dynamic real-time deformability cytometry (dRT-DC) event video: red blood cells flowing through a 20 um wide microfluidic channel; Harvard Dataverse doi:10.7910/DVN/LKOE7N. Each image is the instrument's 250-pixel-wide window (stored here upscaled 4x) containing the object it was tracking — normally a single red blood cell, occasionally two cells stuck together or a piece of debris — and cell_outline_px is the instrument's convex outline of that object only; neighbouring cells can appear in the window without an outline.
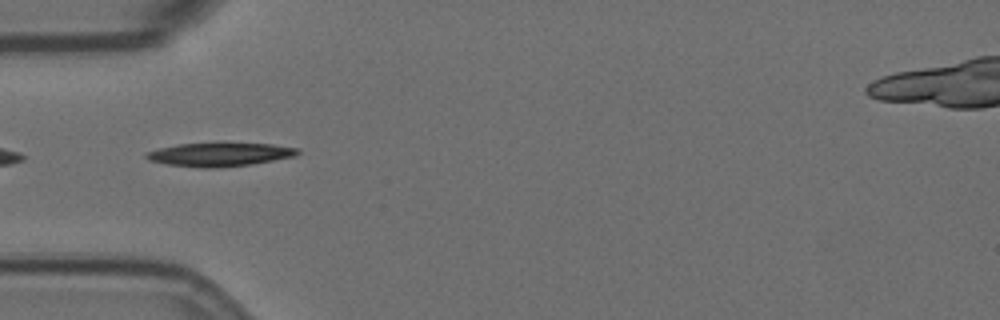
{"species": "Egyptian fruit bat (a non-hibernating species)", "species_latin": "Rousettus aegyptiacus", "temperature_condition": "room temperature", "stored_images_in_passage": 42, "camera_frame_rate_fps": 3000, "um_per_image_px": 0.085, "animal": {"sex": "female"}, "frame": {"image": 1, "passage_image": 2, "time_ms": 0.333, "image_size_px": [1000, 320], "cell_outline_px": [[300, 152], [296, 156], [252, 164], [212, 168], [200, 168], [168, 164], [148, 160], [144, 156], [144, 152], [160, 148], [180, 144], [272, 144], [300, 148]], "centroid_in_image_um": [18.68, 13.14], "position_along_channel_um": 66.3, "area_um2": 20.52}}
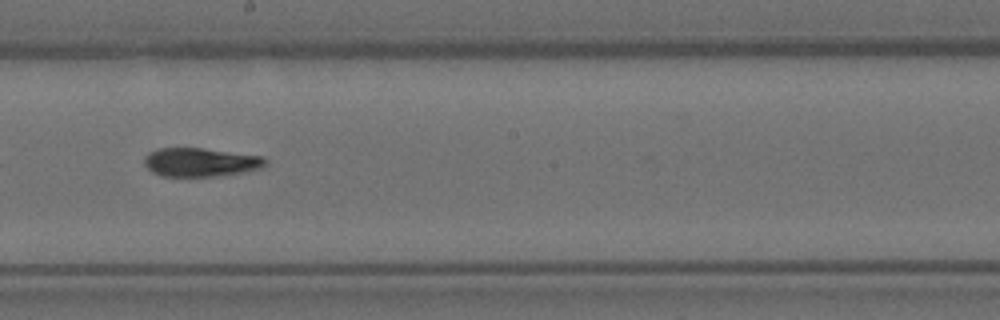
{"frame": {"image": 2, "passage_image": 16, "time_ms": 5.0, "image_size_px": [1000, 320], "cell_outline_px": [[268, 164], [264, 168], [244, 172], [216, 176], [160, 176], [152, 172], [144, 164], [144, 156], [148, 152], [160, 148], [200, 148], [264, 156], [268, 160]], "centroid_in_image_um": [17.08, 13.79], "position_along_channel_um": 231.1, "area_um2": 20.46}}
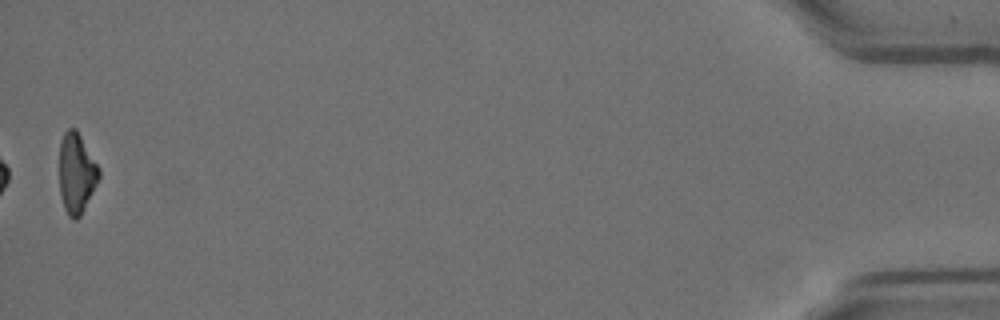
{"frame": {"image": 3, "passage_image": 41, "time_ms": 13.333, "image_size_px": [1000, 320], "cell_outline_px": [[100, 176], [80, 216], [76, 220], [72, 220], [68, 216], [64, 208], [60, 192], [60, 140], [64, 132], [68, 128], [76, 128], [100, 168]], "centroid_in_image_um": [6.49, 14.71], "position_along_channel_um": 428.7, "area_um2": 18.44}, "authors_computed_cell_mechanics": {"area_um2": 20.519, "velocity_mm_per_s": 3.53, "shape_relaxation_time_tau1_ms": 6.4945, "shape_relaxation_time_tau2_ms": 5.9516, "deformation_change_tau1": 0.2031, "deformation_change_tau2": 0.1372}}